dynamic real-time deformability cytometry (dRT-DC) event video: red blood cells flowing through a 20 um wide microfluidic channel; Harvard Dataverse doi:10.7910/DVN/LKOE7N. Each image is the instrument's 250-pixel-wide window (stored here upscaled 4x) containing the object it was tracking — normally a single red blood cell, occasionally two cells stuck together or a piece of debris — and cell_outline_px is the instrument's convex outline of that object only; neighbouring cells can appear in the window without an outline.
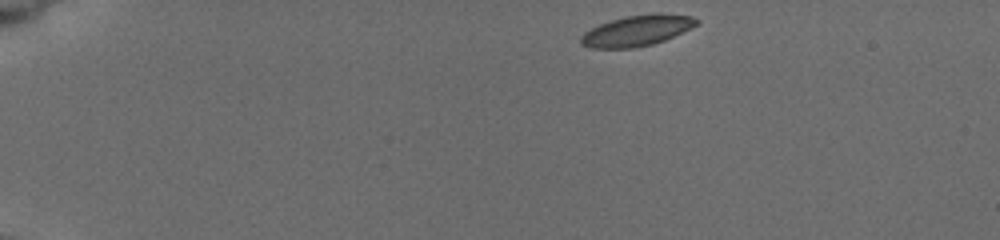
{"species": "common noctule bat (a hibernating species)", "species_latin": "Nyctalus noctula", "temperature_condition": "cold", "stored_images_in_passage": 8, "camera_frame_rate_fps": 3000, "um_per_image_px": 0.085, "animal": {"sex": "female", "body_mass_g": 19.5, "forearm_length_mm": 54.1}, "frame": {"image": 1, "passage_image": 1, "time_ms": 0.0, "image_size_px": [1000, 240], "cell_outline_px": [[700, 20], [696, 24], [664, 40], [652, 44], [632, 48], [592, 48], [580, 44], [580, 36], [584, 32], [600, 24], [624, 16], [656, 12], [660, 12], [692, 16]], "centroid_in_image_um": [54.11, 2.58], "position_along_channel_um": 30.9, "area_um2": 20.63}}
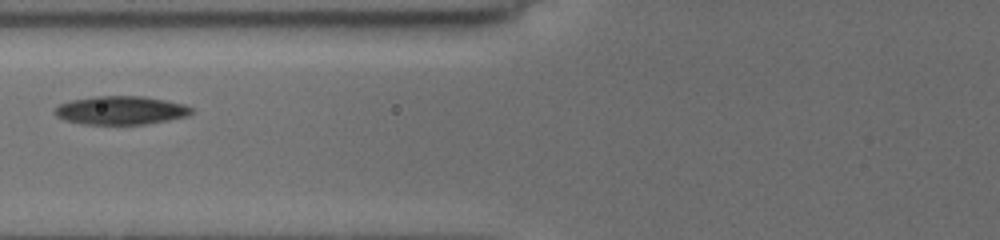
{"frame": {"image": 2, "passage_image": 6, "time_ms": 4.667, "image_size_px": [1000, 240], "cell_outline_px": [[192, 112], [188, 116], [168, 120], [144, 124], [84, 124], [64, 120], [56, 116], [52, 112], [52, 108], [60, 104], [72, 100], [96, 96], [144, 96], [184, 104], [192, 108]], "centroid_in_image_um": [10.23, 9.38], "position_along_channel_um": 115.6, "area_um2": 22.72}}
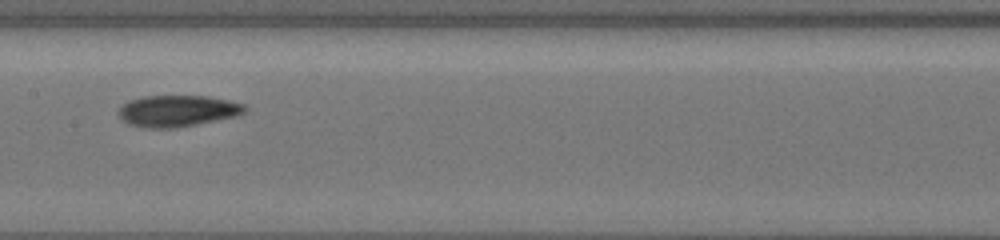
{"frame": {"image": 3, "passage_image": 8, "time_ms": 6.667, "image_size_px": [1000, 240], "cell_outline_px": [[248, 108], [244, 112], [236, 116], [176, 128], [148, 128], [128, 124], [116, 112], [128, 100], [144, 96], [208, 96], [228, 100], [244, 104]], "centroid_in_image_um": [15.08, 9.42], "position_along_channel_um": 192.3, "area_um2": 23.06}}